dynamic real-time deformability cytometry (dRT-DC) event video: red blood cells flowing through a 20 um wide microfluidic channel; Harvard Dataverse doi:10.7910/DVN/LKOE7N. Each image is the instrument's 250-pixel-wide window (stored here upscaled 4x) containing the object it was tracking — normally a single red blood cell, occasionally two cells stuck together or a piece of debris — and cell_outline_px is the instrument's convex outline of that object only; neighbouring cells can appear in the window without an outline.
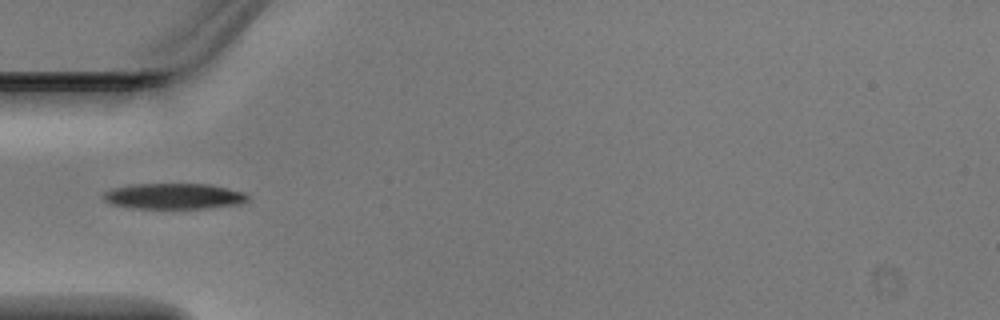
{"species": "Egyptian fruit bat (a non-hibernating species)", "species_latin": "Rousettus aegyptiacus", "temperature_condition": "warm", "stored_images_in_passage": 3, "camera_frame_rate_fps": 3000, "um_per_image_px": 0.085, "animal": {"sex": "male"}, "frame": {"image": 1, "passage_image": 3, "time_ms": 0.667, "image_size_px": [1000, 320], "cell_outline_px": [[248, 200], [240, 204], [208, 208], [132, 208], [112, 204], [104, 200], [100, 196], [104, 192], [112, 188], [132, 184], [208, 184], [228, 188], [244, 192], [248, 196]], "centroid_in_image_um": [14.76, 16.67], "position_along_channel_um": 70.2, "area_um2": 21.73}}